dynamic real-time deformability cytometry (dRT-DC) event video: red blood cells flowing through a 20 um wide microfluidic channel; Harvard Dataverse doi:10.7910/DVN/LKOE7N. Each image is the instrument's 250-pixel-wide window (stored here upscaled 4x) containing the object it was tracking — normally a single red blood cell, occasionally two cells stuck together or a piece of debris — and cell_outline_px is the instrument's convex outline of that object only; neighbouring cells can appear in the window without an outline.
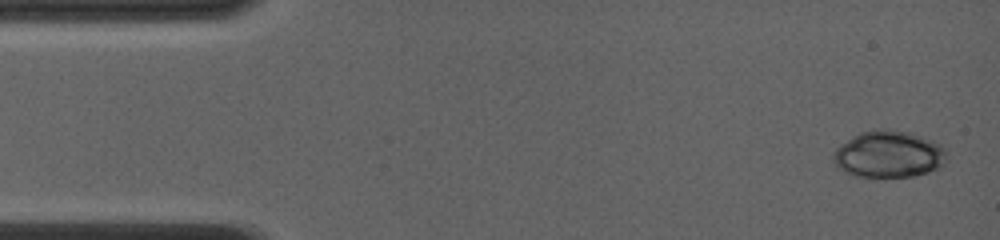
{"species": "common noctule bat (a hibernating species)", "species_latin": "Nyctalus noctula", "temperature_condition": "room temperature", "stored_images_in_passage": 31, "camera_frame_rate_fps": 4000, "um_per_image_px": 0.085, "animal": {"sex": "female", "body_mass_g": 19.0, "forearm_length_mm": 56.7}, "frame": {"image": 1, "passage_image": 1, "time_ms": 0.0, "image_size_px": [1000, 240], "cell_outline_px": [[944, 164], [940, 168], [928, 172], [912, 176], [856, 176], [840, 168], [832, 160], [832, 156], [836, 148], [840, 144], [860, 132], [888, 128], [908, 132], [932, 140], [940, 144], [944, 148]], "centroid_in_image_um": [75.53, 13.1], "position_along_channel_um": 9.5, "area_um2": 30.58}}
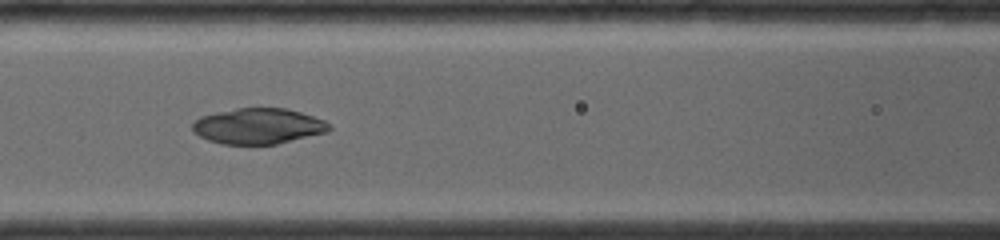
{"frame": {"image": 2, "passage_image": 15, "time_ms": 6.0, "image_size_px": [1000, 240], "cell_outline_px": [[332, 128], [328, 132], [276, 144], [224, 144], [208, 140], [192, 132], [192, 120], [200, 116], [216, 112], [236, 108], [288, 108], [324, 120], [332, 124]], "centroid_in_image_um": [21.94, 10.71], "position_along_channel_um": 144.7, "area_um2": 28.67}}
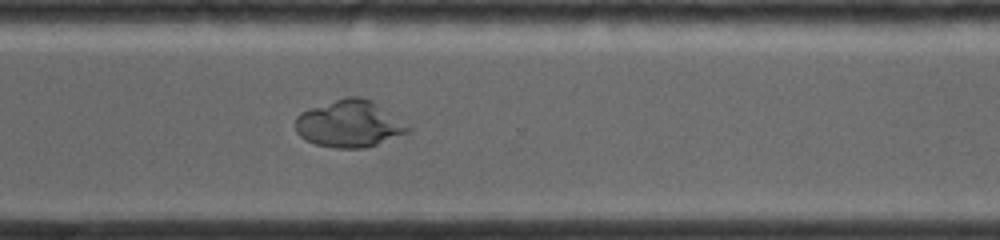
{"frame": {"image": 3, "passage_image": 26, "time_ms": 10.75, "image_size_px": [1000, 240], "cell_outline_px": [[412, 132], [364, 148], [336, 148], [316, 144], [304, 140], [296, 132], [296, 116], [300, 112], [308, 108], [348, 96], [360, 96], [376, 104], [412, 128]], "centroid_in_image_um": [29.66, 10.54], "position_along_channel_um": 340.9, "area_um2": 30.58}}